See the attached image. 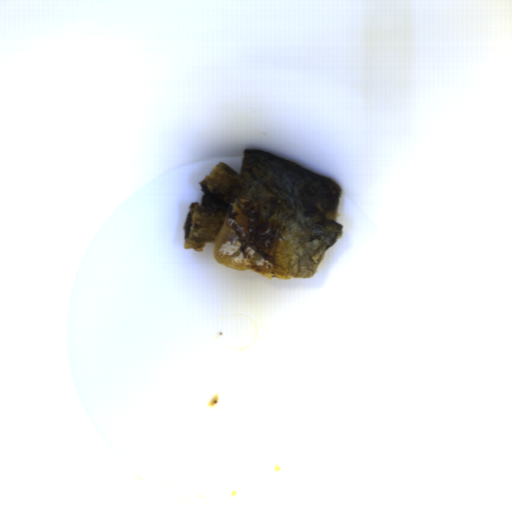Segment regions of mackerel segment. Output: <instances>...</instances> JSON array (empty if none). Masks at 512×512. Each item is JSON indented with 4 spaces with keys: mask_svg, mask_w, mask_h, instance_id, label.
Segmentation results:
<instances>
[{
    "mask_svg": "<svg viewBox=\"0 0 512 512\" xmlns=\"http://www.w3.org/2000/svg\"><path fill=\"white\" fill-rule=\"evenodd\" d=\"M190 202L183 247L212 243L216 262L261 276L308 279L343 236L337 222L341 187L264 151L244 148L239 174L217 163Z\"/></svg>",
    "mask_w": 512,
    "mask_h": 512,
    "instance_id": "mackerel-segment-1",
    "label": "mackerel segment"
}]
</instances>
